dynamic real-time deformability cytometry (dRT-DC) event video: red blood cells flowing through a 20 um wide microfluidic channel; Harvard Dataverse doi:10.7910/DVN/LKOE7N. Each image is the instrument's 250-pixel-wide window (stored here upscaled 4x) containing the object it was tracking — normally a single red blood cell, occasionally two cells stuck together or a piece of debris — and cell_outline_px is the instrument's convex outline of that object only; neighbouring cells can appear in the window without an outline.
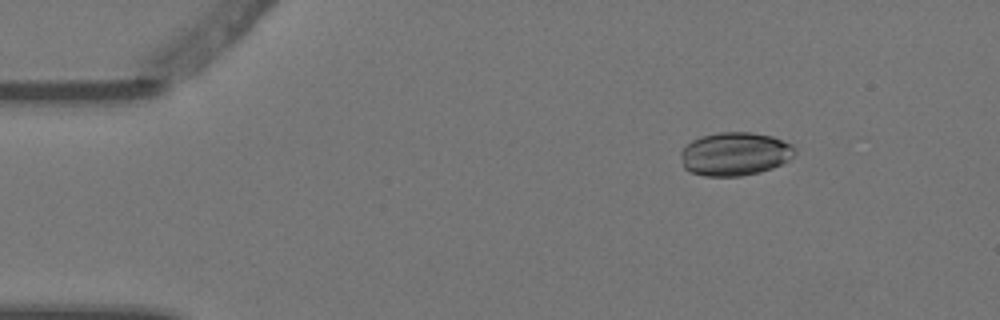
{"species": "Egyptian fruit bat (a non-hibernating species)", "species_latin": "Rousettus aegyptiacus", "temperature_condition": "warm", "stored_images_in_passage": 8, "camera_frame_rate_fps": 3000, "um_per_image_px": 0.085, "animal": {"sex": "female"}, "frame": {"image": 1, "passage_image": 2, "time_ms": 0.333, "image_size_px": [1000, 320], "cell_outline_px": [[796, 152], [788, 160], [772, 168], [760, 172], [740, 176], [704, 176], [692, 172], [684, 168], [680, 156], [680, 152], [692, 140], [700, 136], [720, 132], [752, 132], [772, 136], [792, 144], [796, 148]], "centroid_in_image_um": [62.47, 13.08], "position_along_channel_um": 22.5, "area_um2": 28.9}}